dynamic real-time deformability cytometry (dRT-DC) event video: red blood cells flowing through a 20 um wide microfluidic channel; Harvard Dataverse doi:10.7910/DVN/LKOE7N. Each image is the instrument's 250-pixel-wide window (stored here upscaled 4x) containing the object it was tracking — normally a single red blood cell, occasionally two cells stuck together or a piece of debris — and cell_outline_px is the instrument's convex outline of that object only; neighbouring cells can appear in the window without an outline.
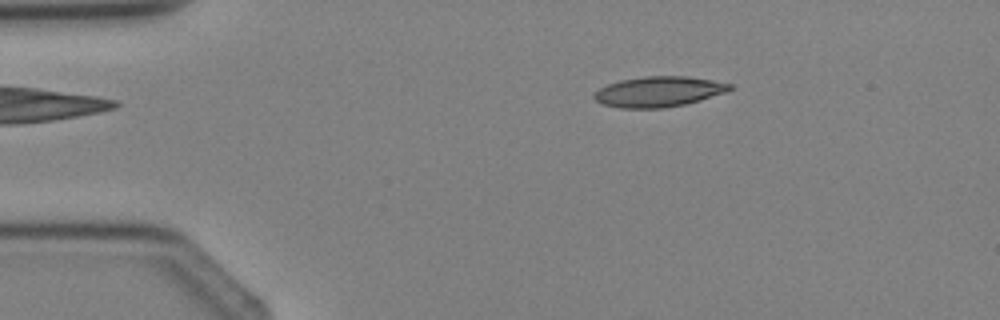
{"species": "Egyptian fruit bat (a non-hibernating species)", "species_latin": "Rousettus aegyptiacus", "temperature_condition": "cold", "stored_images_in_passage": 1, "camera_frame_rate_fps": 3000, "um_per_image_px": 0.085, "animal": {"sex": "female"}, "frame": {"image": 1, "passage_image": 1, "time_ms": 0.0, "image_size_px": [1000, 320], "cell_outline_px": [[732, 88], [724, 92], [700, 100], [684, 104], [664, 108], [620, 108], [604, 104], [596, 100], [592, 96], [600, 88], [608, 84], [620, 80], [644, 76], [688, 76], [712, 80], [732, 84]], "centroid_in_image_um": [55.97, 7.78], "position_along_channel_um": 29.0, "area_um2": 23.81}}